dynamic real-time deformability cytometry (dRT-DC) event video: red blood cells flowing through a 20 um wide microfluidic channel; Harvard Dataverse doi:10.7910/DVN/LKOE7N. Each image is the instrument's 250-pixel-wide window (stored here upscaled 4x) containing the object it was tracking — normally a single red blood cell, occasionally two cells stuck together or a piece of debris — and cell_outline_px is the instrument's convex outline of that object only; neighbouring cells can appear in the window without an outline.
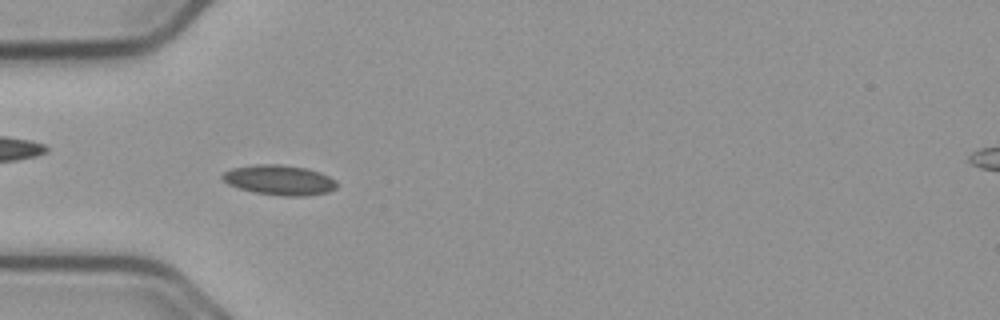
{"species": "common noctule bat (a hibernating species)", "species_latin": "Nyctalus noctula", "temperature_condition": "cold", "stored_images_in_passage": 53, "camera_frame_rate_fps": 3000, "um_per_image_px": 0.085, "animal": {"sex": "male", "body_mass_g": 23.1, "forearm_length_mm": 52.7}, "frame": {"image": 1, "passage_image": 15, "time_ms": 4.667, "image_size_px": [1000, 320], "cell_outline_px": [[336, 188], [328, 192], [304, 196], [280, 196], [252, 192], [228, 184], [220, 176], [224, 172], [232, 168], [256, 164], [280, 164], [304, 168], [320, 172], [336, 180]], "centroid_in_image_um": [23.74, 15.31], "position_along_channel_um": 61.3, "area_um2": 20.0}}
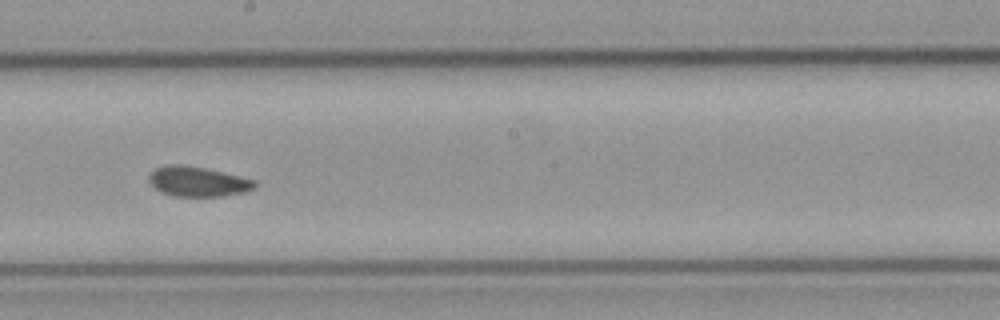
{"frame": {"image": 2, "passage_image": 29, "time_ms": 9.333, "image_size_px": [1000, 320], "cell_outline_px": [[256, 188], [244, 192], [220, 196], [172, 196], [160, 192], [148, 180], [148, 176], [156, 168], [168, 164], [184, 164], [204, 168], [256, 180]], "centroid_in_image_um": [16.8, 15.43], "position_along_channel_um": 231.4, "area_um2": 18.38}}
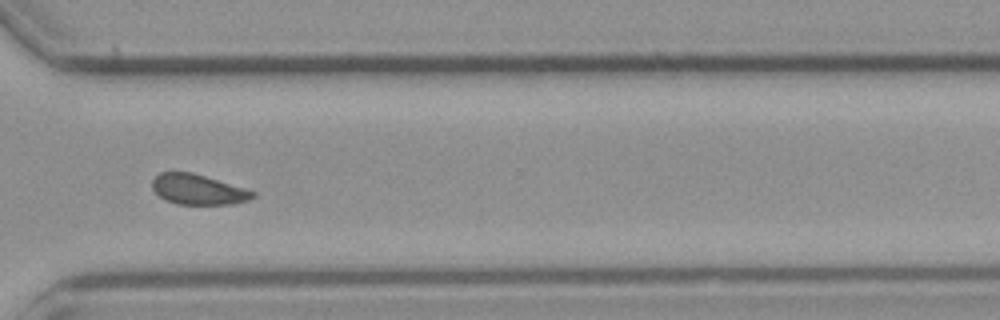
{"frame": {"image": 3, "passage_image": 39, "time_ms": 12.667, "image_size_px": [1000, 320], "cell_outline_px": [[256, 196], [248, 200], [236, 204], [176, 204], [164, 200], [152, 188], [152, 180], [160, 172], [192, 172], [244, 188], [256, 192]], "centroid_in_image_um": [16.83, 16.11], "position_along_channel_um": 353.8, "area_um2": 17.69}, "authors_computed_cell_mechanics": {"area_um2": 18.5538, "velocity_mm_per_s": 3.6774, "shape_relaxation_time_tau1_ms": null, "shape_relaxation_time_tau2_ms": 4.6609, "deformation_change_tau1": null, "deformation_change_tau2": 0.0642}}